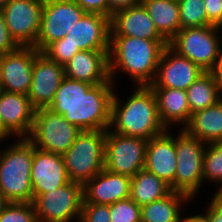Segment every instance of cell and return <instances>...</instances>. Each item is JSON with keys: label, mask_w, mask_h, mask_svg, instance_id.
<instances>
[{"label": "cell", "mask_w": 222, "mask_h": 222, "mask_svg": "<svg viewBox=\"0 0 222 222\" xmlns=\"http://www.w3.org/2000/svg\"><path fill=\"white\" fill-rule=\"evenodd\" d=\"M142 0H108V17L125 8L133 7L141 4Z\"/></svg>", "instance_id": "f35d334b"}, {"label": "cell", "mask_w": 222, "mask_h": 222, "mask_svg": "<svg viewBox=\"0 0 222 222\" xmlns=\"http://www.w3.org/2000/svg\"><path fill=\"white\" fill-rule=\"evenodd\" d=\"M208 208L204 210L206 214H202L207 222H222V195L212 196Z\"/></svg>", "instance_id": "74e56055"}, {"label": "cell", "mask_w": 222, "mask_h": 222, "mask_svg": "<svg viewBox=\"0 0 222 222\" xmlns=\"http://www.w3.org/2000/svg\"><path fill=\"white\" fill-rule=\"evenodd\" d=\"M131 178L101 170L83 185V203L111 205L130 198Z\"/></svg>", "instance_id": "ffe728a7"}, {"label": "cell", "mask_w": 222, "mask_h": 222, "mask_svg": "<svg viewBox=\"0 0 222 222\" xmlns=\"http://www.w3.org/2000/svg\"><path fill=\"white\" fill-rule=\"evenodd\" d=\"M43 6L44 0H11L2 6L6 26L19 46H35Z\"/></svg>", "instance_id": "7c38bea8"}, {"label": "cell", "mask_w": 222, "mask_h": 222, "mask_svg": "<svg viewBox=\"0 0 222 222\" xmlns=\"http://www.w3.org/2000/svg\"><path fill=\"white\" fill-rule=\"evenodd\" d=\"M82 203L83 185L72 181L33 199L36 219L39 222L79 221Z\"/></svg>", "instance_id": "30bf717a"}, {"label": "cell", "mask_w": 222, "mask_h": 222, "mask_svg": "<svg viewBox=\"0 0 222 222\" xmlns=\"http://www.w3.org/2000/svg\"><path fill=\"white\" fill-rule=\"evenodd\" d=\"M178 133L175 192L183 193L193 200L204 182L203 157L207 143L188 135L183 129Z\"/></svg>", "instance_id": "52a82bcc"}, {"label": "cell", "mask_w": 222, "mask_h": 222, "mask_svg": "<svg viewBox=\"0 0 222 222\" xmlns=\"http://www.w3.org/2000/svg\"><path fill=\"white\" fill-rule=\"evenodd\" d=\"M35 48L19 46L0 55V89L27 95L32 81Z\"/></svg>", "instance_id": "4fadbf2b"}, {"label": "cell", "mask_w": 222, "mask_h": 222, "mask_svg": "<svg viewBox=\"0 0 222 222\" xmlns=\"http://www.w3.org/2000/svg\"><path fill=\"white\" fill-rule=\"evenodd\" d=\"M80 50L65 39H59L49 44L42 53L45 54L50 60L57 62L64 66L70 59Z\"/></svg>", "instance_id": "d6a6232c"}, {"label": "cell", "mask_w": 222, "mask_h": 222, "mask_svg": "<svg viewBox=\"0 0 222 222\" xmlns=\"http://www.w3.org/2000/svg\"><path fill=\"white\" fill-rule=\"evenodd\" d=\"M183 130L205 143L222 142V99L216 105L191 114Z\"/></svg>", "instance_id": "cb8c5ba5"}, {"label": "cell", "mask_w": 222, "mask_h": 222, "mask_svg": "<svg viewBox=\"0 0 222 222\" xmlns=\"http://www.w3.org/2000/svg\"><path fill=\"white\" fill-rule=\"evenodd\" d=\"M176 137L167 129L147 141L145 169L154 173L175 192Z\"/></svg>", "instance_id": "d6986e66"}, {"label": "cell", "mask_w": 222, "mask_h": 222, "mask_svg": "<svg viewBox=\"0 0 222 222\" xmlns=\"http://www.w3.org/2000/svg\"><path fill=\"white\" fill-rule=\"evenodd\" d=\"M111 36H129L148 40H166L142 4L121 9L111 17Z\"/></svg>", "instance_id": "7402d4cb"}, {"label": "cell", "mask_w": 222, "mask_h": 222, "mask_svg": "<svg viewBox=\"0 0 222 222\" xmlns=\"http://www.w3.org/2000/svg\"><path fill=\"white\" fill-rule=\"evenodd\" d=\"M167 40H148L129 36H111L109 72L116 84V72L127 74L135 86L151 85L156 77L158 63Z\"/></svg>", "instance_id": "7a4b0ae2"}, {"label": "cell", "mask_w": 222, "mask_h": 222, "mask_svg": "<svg viewBox=\"0 0 222 222\" xmlns=\"http://www.w3.org/2000/svg\"><path fill=\"white\" fill-rule=\"evenodd\" d=\"M190 200L183 193L171 191L167 196L140 207L141 222H181L180 207Z\"/></svg>", "instance_id": "484cf974"}, {"label": "cell", "mask_w": 222, "mask_h": 222, "mask_svg": "<svg viewBox=\"0 0 222 222\" xmlns=\"http://www.w3.org/2000/svg\"><path fill=\"white\" fill-rule=\"evenodd\" d=\"M208 73L220 84L222 90V50Z\"/></svg>", "instance_id": "ab89813d"}, {"label": "cell", "mask_w": 222, "mask_h": 222, "mask_svg": "<svg viewBox=\"0 0 222 222\" xmlns=\"http://www.w3.org/2000/svg\"><path fill=\"white\" fill-rule=\"evenodd\" d=\"M219 31L214 25L184 28L169 41V46L208 72L222 50Z\"/></svg>", "instance_id": "8992f818"}, {"label": "cell", "mask_w": 222, "mask_h": 222, "mask_svg": "<svg viewBox=\"0 0 222 222\" xmlns=\"http://www.w3.org/2000/svg\"><path fill=\"white\" fill-rule=\"evenodd\" d=\"M86 13L108 17V0H74Z\"/></svg>", "instance_id": "8d00e7d4"}, {"label": "cell", "mask_w": 222, "mask_h": 222, "mask_svg": "<svg viewBox=\"0 0 222 222\" xmlns=\"http://www.w3.org/2000/svg\"><path fill=\"white\" fill-rule=\"evenodd\" d=\"M30 180L33 189V199L38 195L60 188L70 182L63 156L38 149L34 146Z\"/></svg>", "instance_id": "e0dca14e"}, {"label": "cell", "mask_w": 222, "mask_h": 222, "mask_svg": "<svg viewBox=\"0 0 222 222\" xmlns=\"http://www.w3.org/2000/svg\"><path fill=\"white\" fill-rule=\"evenodd\" d=\"M181 29L212 25L207 20L204 0H179Z\"/></svg>", "instance_id": "f546056e"}, {"label": "cell", "mask_w": 222, "mask_h": 222, "mask_svg": "<svg viewBox=\"0 0 222 222\" xmlns=\"http://www.w3.org/2000/svg\"><path fill=\"white\" fill-rule=\"evenodd\" d=\"M141 4L168 42L181 30L178 0H142Z\"/></svg>", "instance_id": "d4e9b609"}, {"label": "cell", "mask_w": 222, "mask_h": 222, "mask_svg": "<svg viewBox=\"0 0 222 222\" xmlns=\"http://www.w3.org/2000/svg\"><path fill=\"white\" fill-rule=\"evenodd\" d=\"M157 101L161 122L166 129L181 125L183 129L191 118L187 93L175 88L151 87Z\"/></svg>", "instance_id": "603a6c76"}, {"label": "cell", "mask_w": 222, "mask_h": 222, "mask_svg": "<svg viewBox=\"0 0 222 222\" xmlns=\"http://www.w3.org/2000/svg\"><path fill=\"white\" fill-rule=\"evenodd\" d=\"M11 0H0V8H2L3 5L10 2Z\"/></svg>", "instance_id": "ee69618b"}, {"label": "cell", "mask_w": 222, "mask_h": 222, "mask_svg": "<svg viewBox=\"0 0 222 222\" xmlns=\"http://www.w3.org/2000/svg\"><path fill=\"white\" fill-rule=\"evenodd\" d=\"M181 222H207V220L202 214H195L189 217H183Z\"/></svg>", "instance_id": "60d3db41"}, {"label": "cell", "mask_w": 222, "mask_h": 222, "mask_svg": "<svg viewBox=\"0 0 222 222\" xmlns=\"http://www.w3.org/2000/svg\"><path fill=\"white\" fill-rule=\"evenodd\" d=\"M170 192L167 183L145 168L131 178L130 198L140 207L159 200Z\"/></svg>", "instance_id": "4316f807"}, {"label": "cell", "mask_w": 222, "mask_h": 222, "mask_svg": "<svg viewBox=\"0 0 222 222\" xmlns=\"http://www.w3.org/2000/svg\"><path fill=\"white\" fill-rule=\"evenodd\" d=\"M19 45L10 35L6 26L4 13L0 8V55L16 50Z\"/></svg>", "instance_id": "e575fe53"}, {"label": "cell", "mask_w": 222, "mask_h": 222, "mask_svg": "<svg viewBox=\"0 0 222 222\" xmlns=\"http://www.w3.org/2000/svg\"><path fill=\"white\" fill-rule=\"evenodd\" d=\"M64 78V66L35 49L32 81L27 94L31 105L35 109L49 107Z\"/></svg>", "instance_id": "5bb4252c"}, {"label": "cell", "mask_w": 222, "mask_h": 222, "mask_svg": "<svg viewBox=\"0 0 222 222\" xmlns=\"http://www.w3.org/2000/svg\"><path fill=\"white\" fill-rule=\"evenodd\" d=\"M110 222H141L140 206L131 198L109 205Z\"/></svg>", "instance_id": "1f68e13d"}, {"label": "cell", "mask_w": 222, "mask_h": 222, "mask_svg": "<svg viewBox=\"0 0 222 222\" xmlns=\"http://www.w3.org/2000/svg\"><path fill=\"white\" fill-rule=\"evenodd\" d=\"M7 138H10V135L2 128L0 123V140L3 142L4 139L7 140Z\"/></svg>", "instance_id": "7bdbcfd3"}, {"label": "cell", "mask_w": 222, "mask_h": 222, "mask_svg": "<svg viewBox=\"0 0 222 222\" xmlns=\"http://www.w3.org/2000/svg\"><path fill=\"white\" fill-rule=\"evenodd\" d=\"M203 179L220 185L214 195H222V142L207 143L203 157Z\"/></svg>", "instance_id": "f1b7e54d"}, {"label": "cell", "mask_w": 222, "mask_h": 222, "mask_svg": "<svg viewBox=\"0 0 222 222\" xmlns=\"http://www.w3.org/2000/svg\"><path fill=\"white\" fill-rule=\"evenodd\" d=\"M203 73L199 66L179 55L167 45L160 57L157 74L150 87L175 88L186 91Z\"/></svg>", "instance_id": "9a60e30c"}, {"label": "cell", "mask_w": 222, "mask_h": 222, "mask_svg": "<svg viewBox=\"0 0 222 222\" xmlns=\"http://www.w3.org/2000/svg\"><path fill=\"white\" fill-rule=\"evenodd\" d=\"M78 222H110L109 205L82 203Z\"/></svg>", "instance_id": "836d02e7"}, {"label": "cell", "mask_w": 222, "mask_h": 222, "mask_svg": "<svg viewBox=\"0 0 222 222\" xmlns=\"http://www.w3.org/2000/svg\"><path fill=\"white\" fill-rule=\"evenodd\" d=\"M81 130L61 114L48 107L35 109L34 123L28 139L38 149L63 155Z\"/></svg>", "instance_id": "ba28073f"}, {"label": "cell", "mask_w": 222, "mask_h": 222, "mask_svg": "<svg viewBox=\"0 0 222 222\" xmlns=\"http://www.w3.org/2000/svg\"><path fill=\"white\" fill-rule=\"evenodd\" d=\"M147 141L106 130L104 169L132 178L145 168Z\"/></svg>", "instance_id": "9c48e42d"}, {"label": "cell", "mask_w": 222, "mask_h": 222, "mask_svg": "<svg viewBox=\"0 0 222 222\" xmlns=\"http://www.w3.org/2000/svg\"><path fill=\"white\" fill-rule=\"evenodd\" d=\"M115 85L113 82L92 85L65 77L48 108L81 131L107 130Z\"/></svg>", "instance_id": "6da1fadb"}, {"label": "cell", "mask_w": 222, "mask_h": 222, "mask_svg": "<svg viewBox=\"0 0 222 222\" xmlns=\"http://www.w3.org/2000/svg\"><path fill=\"white\" fill-rule=\"evenodd\" d=\"M33 202H9L0 214V222H34Z\"/></svg>", "instance_id": "4dcf8cb0"}, {"label": "cell", "mask_w": 222, "mask_h": 222, "mask_svg": "<svg viewBox=\"0 0 222 222\" xmlns=\"http://www.w3.org/2000/svg\"><path fill=\"white\" fill-rule=\"evenodd\" d=\"M81 50H110L111 18L85 13L64 37Z\"/></svg>", "instance_id": "ac0fdd59"}, {"label": "cell", "mask_w": 222, "mask_h": 222, "mask_svg": "<svg viewBox=\"0 0 222 222\" xmlns=\"http://www.w3.org/2000/svg\"><path fill=\"white\" fill-rule=\"evenodd\" d=\"M106 130H83L62 155L70 181L84 185L104 169Z\"/></svg>", "instance_id": "5b68a950"}, {"label": "cell", "mask_w": 222, "mask_h": 222, "mask_svg": "<svg viewBox=\"0 0 222 222\" xmlns=\"http://www.w3.org/2000/svg\"><path fill=\"white\" fill-rule=\"evenodd\" d=\"M9 201L0 193V214Z\"/></svg>", "instance_id": "b9f144b4"}, {"label": "cell", "mask_w": 222, "mask_h": 222, "mask_svg": "<svg viewBox=\"0 0 222 222\" xmlns=\"http://www.w3.org/2000/svg\"><path fill=\"white\" fill-rule=\"evenodd\" d=\"M35 108L27 95L0 90V123L12 137L28 138L32 132Z\"/></svg>", "instance_id": "2e32d148"}, {"label": "cell", "mask_w": 222, "mask_h": 222, "mask_svg": "<svg viewBox=\"0 0 222 222\" xmlns=\"http://www.w3.org/2000/svg\"><path fill=\"white\" fill-rule=\"evenodd\" d=\"M127 101L114 91L109 129L117 134L149 140L167 129L160 120L157 101L149 85H138Z\"/></svg>", "instance_id": "3957f363"}, {"label": "cell", "mask_w": 222, "mask_h": 222, "mask_svg": "<svg viewBox=\"0 0 222 222\" xmlns=\"http://www.w3.org/2000/svg\"><path fill=\"white\" fill-rule=\"evenodd\" d=\"M207 20L214 26L222 28V0H204Z\"/></svg>", "instance_id": "d590c367"}, {"label": "cell", "mask_w": 222, "mask_h": 222, "mask_svg": "<svg viewBox=\"0 0 222 222\" xmlns=\"http://www.w3.org/2000/svg\"><path fill=\"white\" fill-rule=\"evenodd\" d=\"M191 114L216 105L222 99L220 84L208 73H203L186 90Z\"/></svg>", "instance_id": "83f0119b"}, {"label": "cell", "mask_w": 222, "mask_h": 222, "mask_svg": "<svg viewBox=\"0 0 222 222\" xmlns=\"http://www.w3.org/2000/svg\"><path fill=\"white\" fill-rule=\"evenodd\" d=\"M0 151V193L9 202H33L30 180L34 144L28 138Z\"/></svg>", "instance_id": "277c9868"}, {"label": "cell", "mask_w": 222, "mask_h": 222, "mask_svg": "<svg viewBox=\"0 0 222 222\" xmlns=\"http://www.w3.org/2000/svg\"><path fill=\"white\" fill-rule=\"evenodd\" d=\"M85 13L74 0H44L34 48L42 52L52 42L63 39Z\"/></svg>", "instance_id": "8fae6325"}, {"label": "cell", "mask_w": 222, "mask_h": 222, "mask_svg": "<svg viewBox=\"0 0 222 222\" xmlns=\"http://www.w3.org/2000/svg\"><path fill=\"white\" fill-rule=\"evenodd\" d=\"M110 50H81L64 65L65 77L92 85L112 82L109 72Z\"/></svg>", "instance_id": "44dd1931"}]
</instances>
